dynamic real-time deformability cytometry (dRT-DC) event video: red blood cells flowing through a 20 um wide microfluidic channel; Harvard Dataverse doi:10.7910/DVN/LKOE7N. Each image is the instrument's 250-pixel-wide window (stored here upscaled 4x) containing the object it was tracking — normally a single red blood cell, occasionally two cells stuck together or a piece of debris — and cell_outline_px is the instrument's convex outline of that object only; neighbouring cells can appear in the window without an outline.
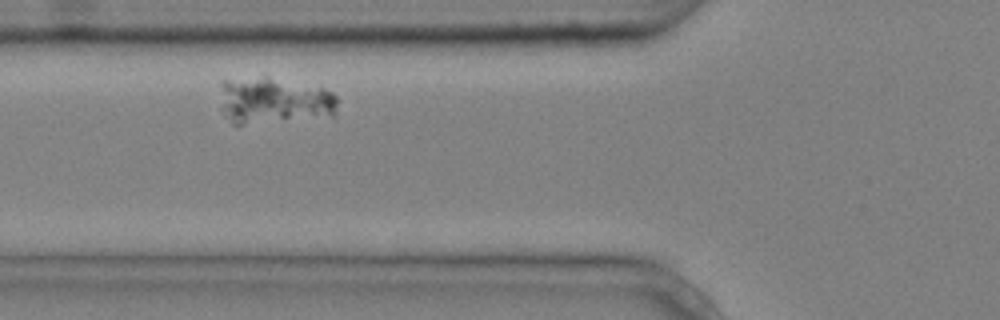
{"species": "common noctule bat (a hibernating species)", "species_latin": "Nyctalus noctula", "temperature_condition": "cold", "stored_images_in_passage": 3, "camera_frame_rate_fps": 3000, "um_per_image_px": 0.085, "animal": {"sex": "male", "body_mass_g": 20.4}, "frame": {"image": 1, "passage_image": 2, "time_ms": 0.333, "image_size_px": [1000, 320], "cell_outline_px": [[336, 116], [244, 124], [232, 124], [220, 108], [220, 80], [264, 76], [268, 76], [324, 88], [332, 92], [336, 96]], "centroid_in_image_um": [23.25, 8.54], "position_along_channel_um": 102.5, "area_um2": 32.48}}